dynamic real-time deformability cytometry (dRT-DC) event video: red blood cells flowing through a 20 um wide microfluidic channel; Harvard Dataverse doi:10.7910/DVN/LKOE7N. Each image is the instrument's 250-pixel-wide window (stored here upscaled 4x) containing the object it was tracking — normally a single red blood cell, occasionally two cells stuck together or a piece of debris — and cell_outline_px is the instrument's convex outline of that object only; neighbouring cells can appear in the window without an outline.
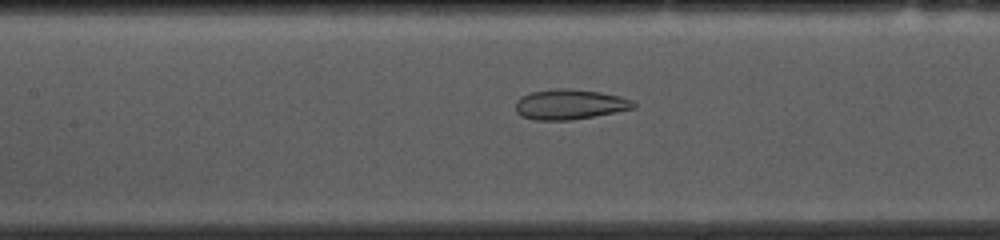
{"species": "common noctule bat (a hibernating species)", "species_latin": "Nyctalus noctula", "temperature_condition": "cold", "stored_images_in_passage": 53, "camera_frame_rate_fps": 3000, "um_per_image_px": 0.085, "animal": {"sex": "female", "body_mass_g": 10.0, "forearm_length_mm": 53.1}, "frame": {"image": 1, "passage_image": 22, "time_ms": 7.0, "image_size_px": [1000, 240], "cell_outline_px": [[636, 108], [616, 112], [572, 120], [536, 120], [520, 116], [516, 112], [516, 100], [520, 96], [532, 92], [556, 88], [572, 88], [600, 92], [620, 96], [632, 100], [636, 104]], "centroid_in_image_um": [48.43, 8.87], "position_along_channel_um": 159.0, "area_um2": 20.92}}
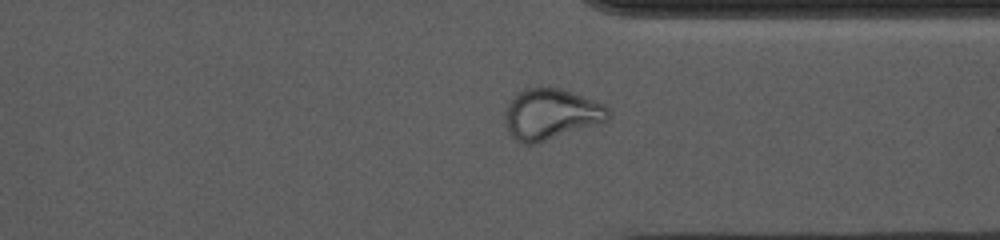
{"frame": {"image": 2, "passage_image": 39, "time_ms": 12.667, "image_size_px": [1000, 240], "cell_outline_px": [[612, 116], [608, 120], [600, 124], [536, 144], [520, 144], [508, 132], [504, 120], [504, 108], [520, 92], [528, 88], [540, 84], [560, 88], [596, 100], [604, 104], [608, 108]], "centroid_in_image_um": [46.85, 9.7], "position_along_channel_um": 364.6, "area_um2": 31.39}}
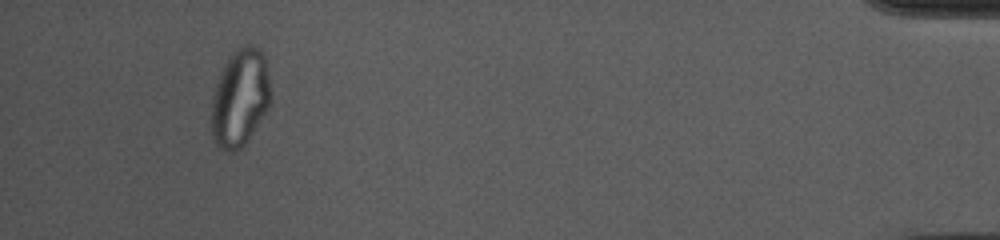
{"frame": {"image": 3, "passage_image": 49, "time_ms": 16.0, "image_size_px": [1000, 240], "cell_outline_px": [[272, 100], [268, 108], [244, 144], [236, 152], [228, 152], [220, 148], [216, 144], [212, 136], [212, 96], [220, 72], [228, 56], [236, 48], [244, 44], [256, 44], [260, 48], [264, 56], [268, 72]], "centroid_in_image_um": [20.41, 8.27], "position_along_channel_um": 414.8, "area_um2": 33.93}, "authors_computed_cell_mechanics": {"area_um2": 27.8018, "velocity_mm_per_s": 3.6633, "shape_relaxation_time_tau1_ms": null, "shape_relaxation_time_tau2_ms": 1.9469, "deformation_change_tau1": null, "deformation_change_tau2": 0.0855}}